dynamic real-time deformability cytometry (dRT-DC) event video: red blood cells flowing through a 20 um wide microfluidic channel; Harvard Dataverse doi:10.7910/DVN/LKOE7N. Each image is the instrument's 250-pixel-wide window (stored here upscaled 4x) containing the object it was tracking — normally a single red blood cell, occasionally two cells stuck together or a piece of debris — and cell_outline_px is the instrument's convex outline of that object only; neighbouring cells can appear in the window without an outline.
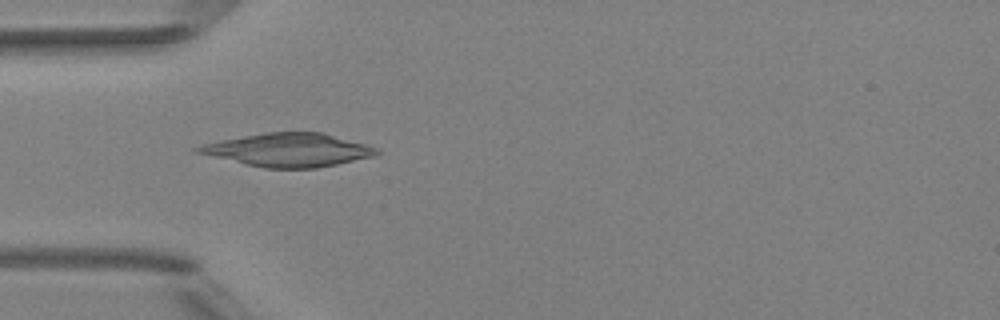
{"species": "Egyptian fruit bat (a non-hibernating species)", "species_latin": "Rousettus aegyptiacus", "temperature_condition": "room temperature", "stored_images_in_passage": 6, "camera_frame_rate_fps": 3000, "um_per_image_px": 0.085, "animal": {"sex": "female"}, "frame": {"image": 1, "passage_image": 5, "time_ms": 4.667, "image_size_px": [1000, 320], "cell_outline_px": [[380, 152], [376, 156], [316, 168], [264, 168], [196, 152], [192, 148], [204, 144], [224, 140], [268, 132], [324, 132], [364, 144], [376, 148]], "centroid_in_image_um": [24.57, 12.75], "position_along_channel_um": 60.4, "area_um2": 34.04}}
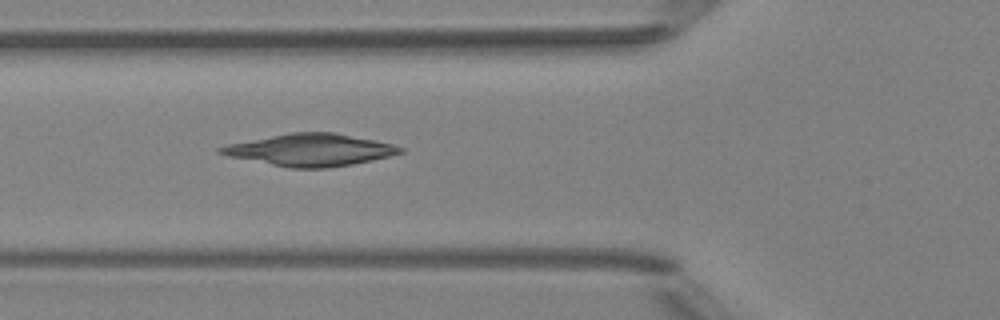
{"frame": {"image": 2, "passage_image": 6, "time_ms": 5.667, "image_size_px": [1000, 320], "cell_outline_px": [[404, 152], [372, 160], [352, 164], [328, 168], [288, 168], [228, 156], [216, 152], [216, 148], [228, 144], [292, 132], [336, 132], [392, 144], [404, 148]], "centroid_in_image_um": [26.36, 12.75], "position_along_channel_um": 99.4, "area_um2": 33.47}}